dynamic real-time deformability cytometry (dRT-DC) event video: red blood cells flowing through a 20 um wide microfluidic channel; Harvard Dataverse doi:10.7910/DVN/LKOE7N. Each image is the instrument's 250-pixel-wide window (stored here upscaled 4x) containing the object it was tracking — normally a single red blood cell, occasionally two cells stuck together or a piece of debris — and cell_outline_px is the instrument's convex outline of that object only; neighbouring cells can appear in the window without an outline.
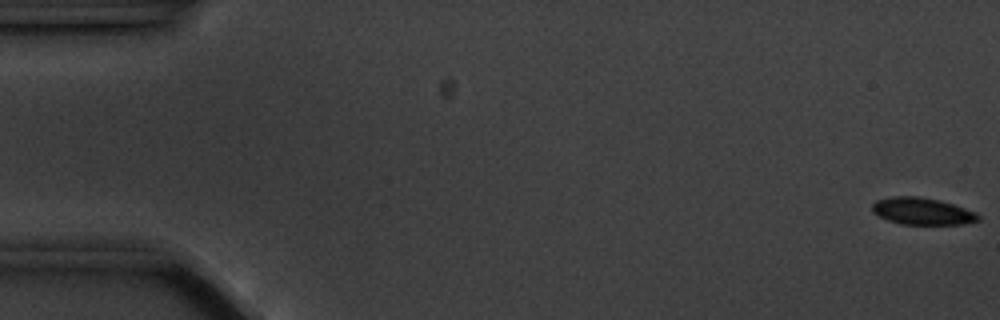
{"species": "common noctule bat (a hibernating species)", "species_latin": "Nyctalus noctula", "temperature_condition": "cold", "stored_images_in_passage": 56, "camera_frame_rate_fps": 3000, "um_per_image_px": 0.085, "animal": {"sex": "male", "body_mass_g": 20.1, "forearm_length_mm": 53.5}, "frame": {"image": 1, "passage_image": 1, "time_ms": 0.0, "image_size_px": [1000, 320], "cell_outline_px": [[980, 220], [964, 224], [900, 224], [888, 220], [872, 212], [872, 204], [876, 200], [892, 196], [916, 196], [940, 200], [976, 212], [980, 216]], "centroid_in_image_um": [78.38, 17.95], "position_along_channel_um": 6.6, "area_um2": 16.65}}
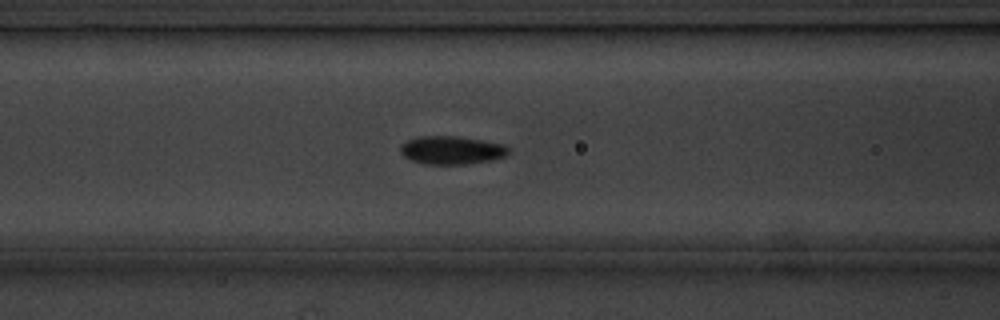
{"frame": {"image": 2, "passage_image": 23, "time_ms": 7.333, "image_size_px": [1000, 320], "cell_outline_px": [[508, 152], [504, 156], [488, 160], [464, 164], [424, 164], [412, 160], [404, 156], [400, 152], [400, 148], [408, 140], [420, 136], [456, 136], [504, 144], [508, 148]], "centroid_in_image_um": [38.36, 12.76], "position_along_channel_um": 128.2, "area_um2": 17.4}}
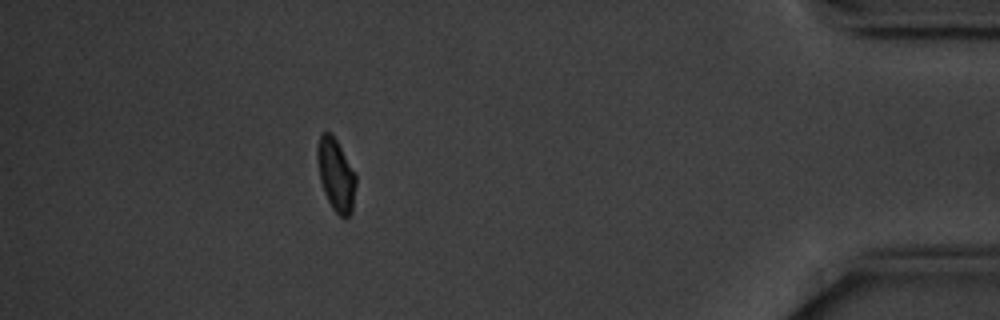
{"frame": {"image": 3, "passage_image": 51, "time_ms": 16.667, "image_size_px": [1000, 320], "cell_outline_px": [[356, 184], [352, 212], [344, 220], [332, 208], [324, 192], [320, 180], [316, 156], [316, 148], [320, 132], [332, 132], [356, 172]], "centroid_in_image_um": [28.55, 14.83], "position_along_channel_um": 406.6, "area_um2": 16.7}}